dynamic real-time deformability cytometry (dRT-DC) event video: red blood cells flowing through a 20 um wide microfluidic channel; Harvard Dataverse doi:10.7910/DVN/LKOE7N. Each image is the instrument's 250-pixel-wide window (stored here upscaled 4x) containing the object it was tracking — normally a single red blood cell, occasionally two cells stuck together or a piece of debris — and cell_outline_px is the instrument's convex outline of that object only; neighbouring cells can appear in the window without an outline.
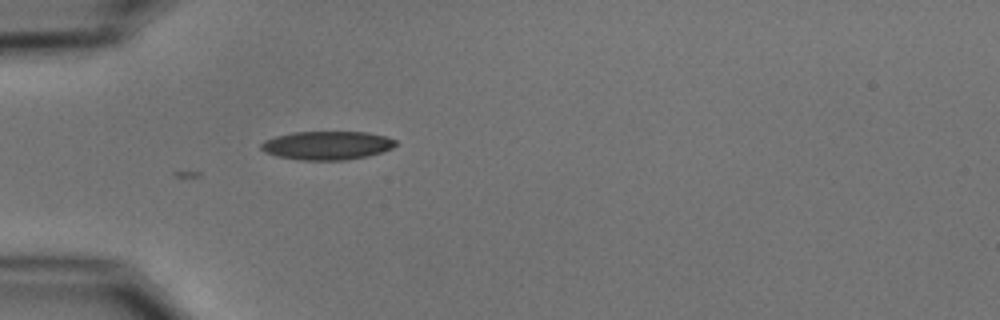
{"species": "common noctule bat (a hibernating species)", "species_latin": "Nyctalus noctula", "temperature_condition": "cold", "stored_images_in_passage": 7, "camera_frame_rate_fps": 3000, "um_per_image_px": 0.085, "animal": {"sex": "male", "body_mass_g": 15.6}, "frame": {"image": 1, "passage_image": 1, "time_ms": 0.0, "image_size_px": [1000, 320], "cell_outline_px": [[396, 144], [392, 148], [368, 156], [344, 160], [300, 160], [276, 156], [264, 152], [260, 148], [260, 144], [264, 140], [276, 136], [292, 132], [368, 132], [384, 136], [396, 140]], "centroid_in_image_um": [27.76, 12.36], "position_along_channel_um": 57.2, "area_um2": 22.43}}